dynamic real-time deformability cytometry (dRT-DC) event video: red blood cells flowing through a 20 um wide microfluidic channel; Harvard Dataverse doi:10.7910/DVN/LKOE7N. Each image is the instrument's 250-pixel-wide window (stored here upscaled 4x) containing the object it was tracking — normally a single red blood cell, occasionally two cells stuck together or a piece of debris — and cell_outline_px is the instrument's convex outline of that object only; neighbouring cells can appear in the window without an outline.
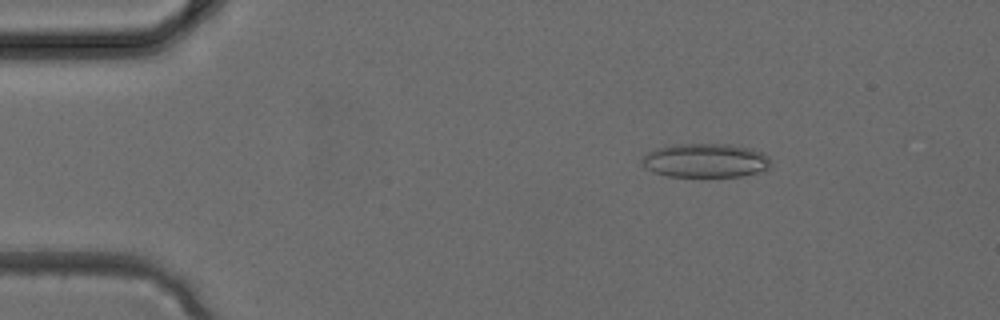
{"species": "common noctule bat (a hibernating species)", "species_latin": "Nyctalus noctula", "temperature_condition": "cold", "stored_images_in_passage": 4, "camera_frame_rate_fps": 3000, "um_per_image_px": 0.085, "animal": {"sex": "female", "body_mass_g": 24.6, "forearm_length_mm": 56.2}, "frame": {"image": 1, "passage_image": 4, "time_ms": 1.0, "image_size_px": [1000, 320], "cell_outline_px": [[768, 172], [744, 176], [668, 176], [644, 168], [640, 160], [648, 152], [656, 148], [668, 144], [732, 144], [752, 148], [764, 152], [768, 156]], "centroid_in_image_um": [60.0, 13.63], "position_along_channel_um": 25.0, "area_um2": 25.89}}